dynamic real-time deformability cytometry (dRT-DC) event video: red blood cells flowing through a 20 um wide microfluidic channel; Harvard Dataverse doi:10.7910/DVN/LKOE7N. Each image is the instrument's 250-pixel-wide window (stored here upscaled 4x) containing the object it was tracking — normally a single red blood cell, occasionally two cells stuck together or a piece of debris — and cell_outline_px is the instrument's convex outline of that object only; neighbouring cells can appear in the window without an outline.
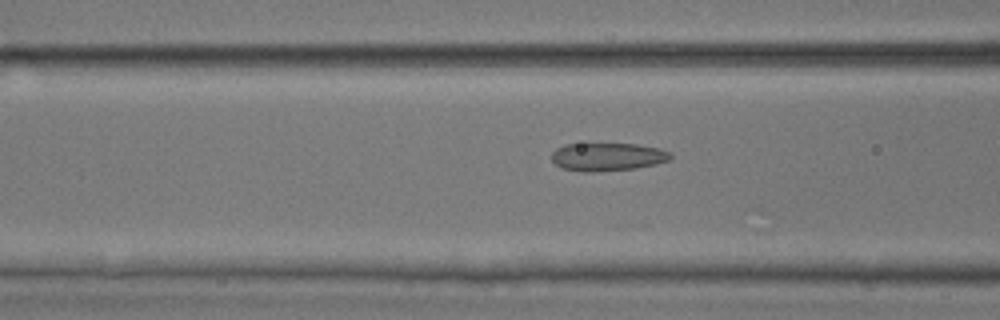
{"species": "common noctule bat (a hibernating species)", "species_latin": "Nyctalus noctula", "temperature_condition": "room temperature", "stored_images_in_passage": 42, "camera_frame_rate_fps": 3000, "um_per_image_px": 0.085, "animal": {"sex": "male", "body_mass_g": 17.9, "forearm_length_mm": 54.2}, "frame": {"image": 1, "passage_image": 20, "time_ms": 6.333, "image_size_px": [1000, 320], "cell_outline_px": [[672, 156], [668, 160], [656, 164], [636, 168], [592, 172], [584, 172], [564, 168], [556, 164], [552, 160], [552, 152], [556, 148], [564, 144], [636, 144], [660, 148], [672, 152]], "centroid_in_image_um": [51.66, 13.32], "position_along_channel_um": 114.9, "area_um2": 19.42}}
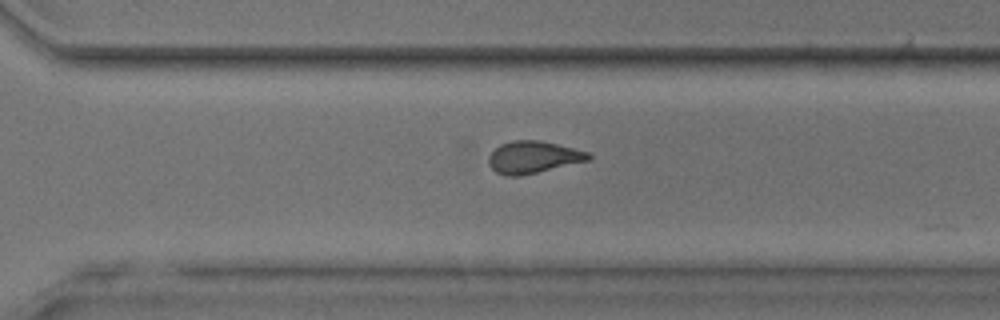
{"frame": {"image": 2, "passage_image": 35, "time_ms": 11.333, "image_size_px": [1000, 320], "cell_outline_px": [[592, 156], [588, 160], [536, 172], [516, 176], [508, 176], [496, 172], [488, 164], [488, 156], [500, 144], [512, 140], [540, 140], [592, 152]], "centroid_in_image_um": [45.32, 13.34], "position_along_channel_um": 325.3, "area_um2": 18.55}}
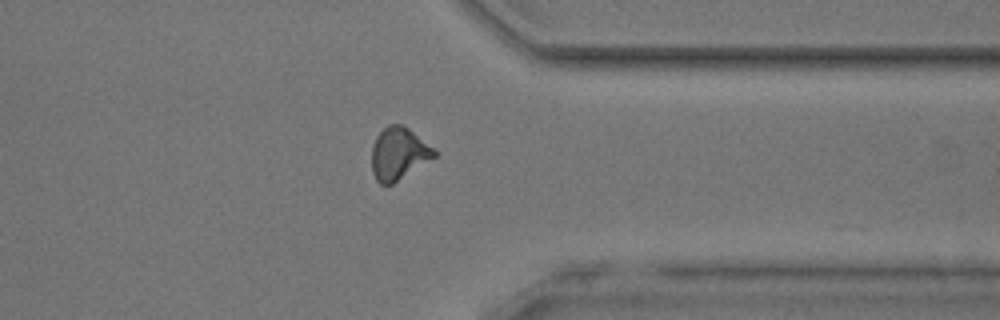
{"frame": {"image": 3, "passage_image": 39, "time_ms": 12.667, "image_size_px": [1000, 320], "cell_outline_px": [[436, 156], [392, 184], [380, 184], [376, 180], [372, 172], [372, 144], [376, 136], [388, 124], [400, 124], [408, 128], [432, 148], [436, 152]], "centroid_in_image_um": [33.84, 13.06], "position_along_channel_um": 377.6, "area_um2": 18.73}, "authors_computed_cell_mechanics": {"area_um2": 19.4497, "velocity_mm_per_s": 4.2167, "shape_relaxation_time_tau1_ms": 4.4527, "shape_relaxation_time_tau2_ms": 1.1759, "deformation_change_tau1": 0.1277, "deformation_change_tau2": 0.0776}}